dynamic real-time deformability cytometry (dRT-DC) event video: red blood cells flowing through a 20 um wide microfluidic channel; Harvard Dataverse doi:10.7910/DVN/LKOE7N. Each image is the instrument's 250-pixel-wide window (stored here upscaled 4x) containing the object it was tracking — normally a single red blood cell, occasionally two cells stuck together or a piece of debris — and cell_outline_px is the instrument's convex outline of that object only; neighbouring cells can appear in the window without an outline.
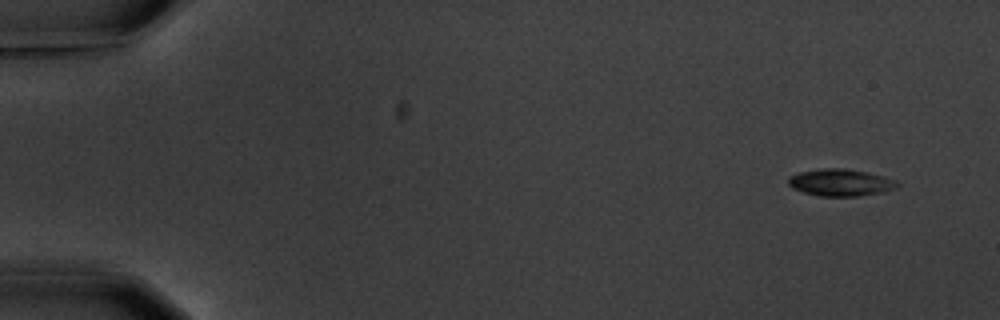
{"species": "common noctule bat (a hibernating species)", "species_latin": "Nyctalus noctula", "temperature_condition": "warm", "stored_images_in_passage": 6, "camera_frame_rate_fps": 3000, "um_per_image_px": 0.085, "animal": {"sex": "male", "body_mass_g": 20.1, "forearm_length_mm": 53.5}, "frame": {"image": 1, "passage_image": 1, "time_ms": 0.0, "image_size_px": [1000, 320], "cell_outline_px": [[900, 184], [896, 188], [884, 192], [856, 196], [820, 196], [804, 192], [792, 188], [788, 184], [788, 176], [800, 172], [824, 168], [844, 168], [868, 172], [884, 176], [896, 180]], "centroid_in_image_um": [71.46, 15.51], "position_along_channel_um": 13.5, "area_um2": 17.22}}
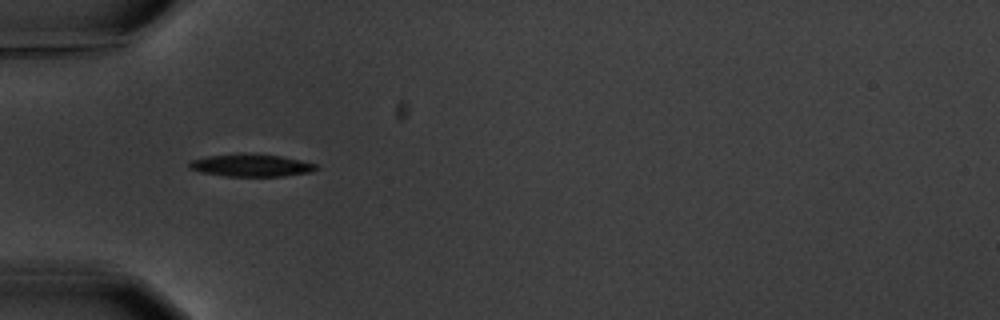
{"frame": {"image": 2, "passage_image": 5, "time_ms": 5.0, "image_size_px": [1000, 320], "cell_outline_px": [[320, 168], [312, 172], [284, 176], [224, 176], [200, 172], [188, 168], [188, 164], [192, 160], [208, 156], [240, 152], [252, 152], [280, 156], [300, 160], [316, 164]], "centroid_in_image_um": [21.35, 14.04], "position_along_channel_um": 63.7, "area_um2": 16.99}}
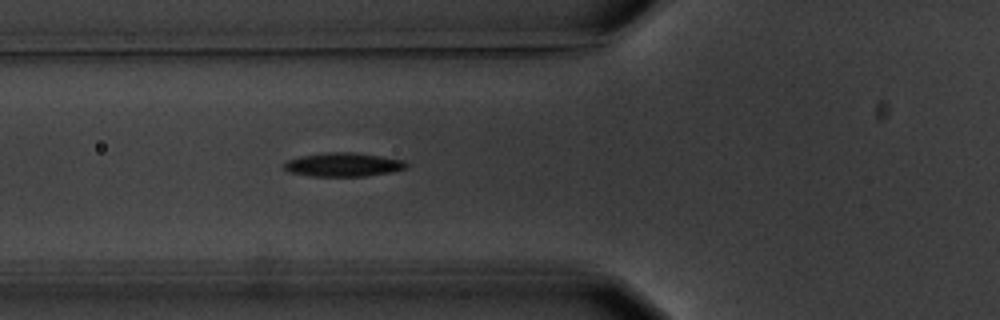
{"frame": {"image": 3, "passage_image": 6, "time_ms": 6.0, "image_size_px": [1000, 320], "cell_outline_px": [[408, 164], [404, 168], [392, 172], [368, 176], [312, 176], [288, 172], [284, 168], [284, 164], [288, 160], [300, 156], [328, 152], [352, 152], [380, 156], [404, 160]], "centroid_in_image_um": [29.17, 14.0], "position_along_channel_um": 96.6, "area_um2": 16.88}}